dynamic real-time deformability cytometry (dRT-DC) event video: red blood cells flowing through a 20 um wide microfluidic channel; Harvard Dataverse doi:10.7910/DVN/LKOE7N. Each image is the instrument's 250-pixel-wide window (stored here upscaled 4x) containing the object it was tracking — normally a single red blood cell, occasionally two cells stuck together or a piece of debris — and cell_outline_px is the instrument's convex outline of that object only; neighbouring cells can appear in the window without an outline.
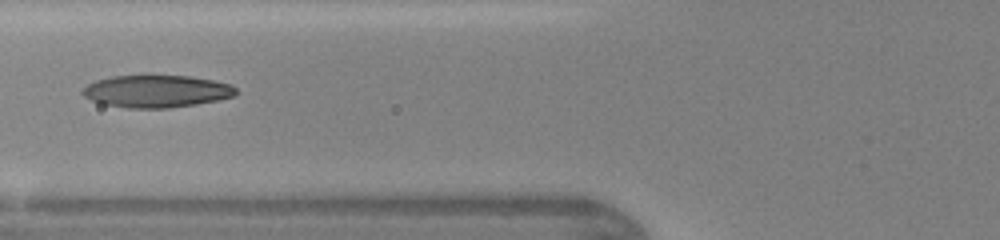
{"species": "human", "species_latin": "Homo sapiens", "temperature_condition": "warm", "stored_images_in_passage": 12, "camera_frame_rate_fps": 3000, "um_per_image_px": 0.085, "donor": {"sex": "female"}, "frame": {"image": 1, "passage_image": 4, "time_ms": 1.0, "image_size_px": [1000, 240], "cell_outline_px": [[236, 96], [196, 104], [168, 108], [128, 108], [104, 104], [92, 100], [84, 96], [80, 92], [88, 84], [96, 80], [112, 76], [188, 76], [212, 80], [232, 84], [236, 88]], "centroid_in_image_um": [13.31, 7.76], "position_along_channel_um": 112.5, "area_um2": 28.73}}